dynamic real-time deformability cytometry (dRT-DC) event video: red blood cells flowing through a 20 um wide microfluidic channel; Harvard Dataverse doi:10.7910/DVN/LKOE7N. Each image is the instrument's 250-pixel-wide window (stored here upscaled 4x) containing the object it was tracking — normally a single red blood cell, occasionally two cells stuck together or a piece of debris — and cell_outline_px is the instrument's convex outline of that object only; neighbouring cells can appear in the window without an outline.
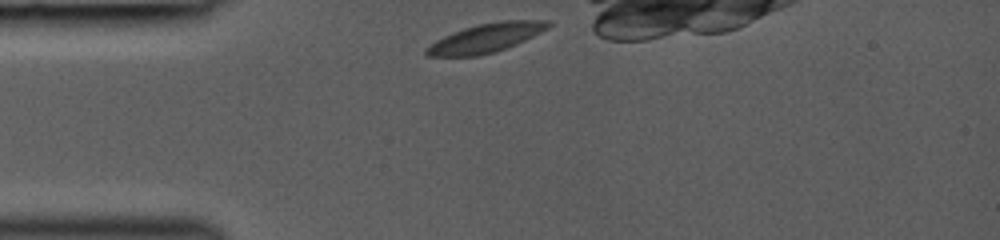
{"species": "common noctule bat (a hibernating species)", "species_latin": "Nyctalus noctula", "temperature_condition": "room temperature", "stored_images_in_passage": 7, "camera_frame_rate_fps": 3000, "um_per_image_px": 0.085, "animal": {"sex": "female", "body_mass_g": 19.0, "forearm_length_mm": 53.3}, "frame": {"image": 1, "passage_image": 1, "time_ms": 0.0, "image_size_px": [1000, 240], "cell_outline_px": [[552, 24], [548, 28], [516, 44], [496, 52], [476, 56], [424, 56], [424, 48], [436, 40], [452, 32], [476, 24], [504, 20], [552, 20]], "centroid_in_image_um": [41.28, 3.22], "position_along_channel_um": 43.7, "area_um2": 20.63}}